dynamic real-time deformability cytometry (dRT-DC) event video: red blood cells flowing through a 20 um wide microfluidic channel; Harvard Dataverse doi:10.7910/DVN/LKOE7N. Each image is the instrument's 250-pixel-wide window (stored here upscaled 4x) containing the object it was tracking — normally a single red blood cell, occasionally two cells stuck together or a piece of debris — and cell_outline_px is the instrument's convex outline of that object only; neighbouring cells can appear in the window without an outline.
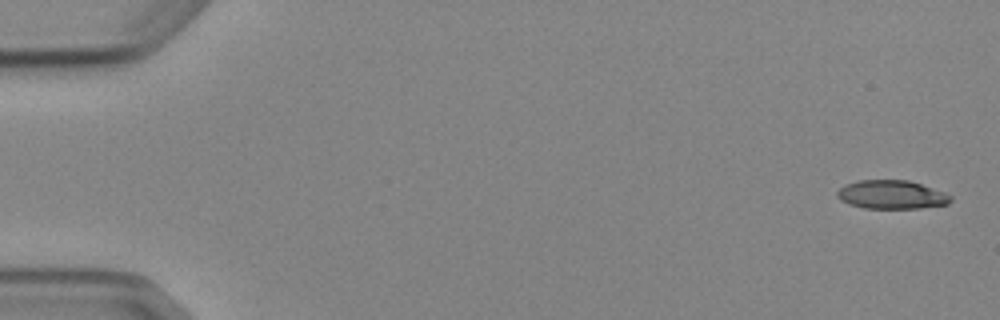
{"species": "Egyptian fruit bat (a non-hibernating species)", "species_latin": "Rousettus aegyptiacus", "temperature_condition": "cold", "stored_images_in_passage": 4, "camera_frame_rate_fps": 3000, "um_per_image_px": 0.085, "animal": {"sex": "female"}, "frame": {"image": 1, "passage_image": 1, "time_ms": 0.0, "image_size_px": [1000, 320], "cell_outline_px": [[952, 200], [948, 204], [920, 208], [864, 208], [848, 204], [840, 200], [836, 196], [836, 192], [844, 184], [860, 180], [908, 180], [944, 192], [952, 196]], "centroid_in_image_um": [75.76, 16.55], "position_along_channel_um": 9.2, "area_um2": 18.96}}